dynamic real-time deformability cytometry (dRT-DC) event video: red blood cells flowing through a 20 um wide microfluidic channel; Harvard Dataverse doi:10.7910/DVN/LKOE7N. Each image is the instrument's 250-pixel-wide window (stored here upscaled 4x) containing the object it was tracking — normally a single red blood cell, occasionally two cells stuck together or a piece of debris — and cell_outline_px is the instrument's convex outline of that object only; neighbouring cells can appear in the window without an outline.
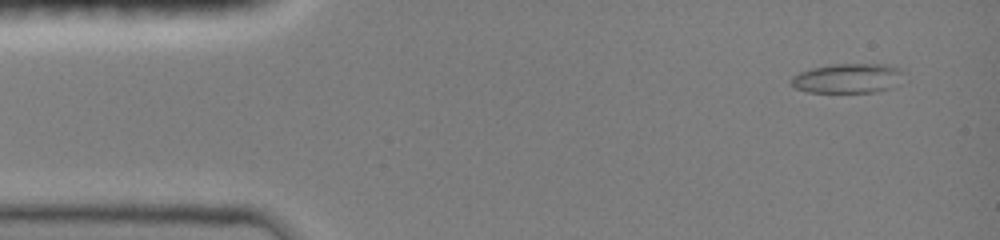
{"species": "common noctule bat (a hibernating species)", "species_latin": "Nyctalus noctula", "temperature_condition": "room temperature", "stored_images_in_passage": 4, "camera_frame_rate_fps": 3000, "um_per_image_px": 0.085, "animal": {"sex": "female", "body_mass_g": 19.0, "forearm_length_mm": 51.5}, "frame": {"image": 1, "passage_image": 1, "time_ms": 0.0, "image_size_px": [1000, 240], "cell_outline_px": [[908, 80], [892, 88], [876, 92], [808, 92], [796, 88], [792, 84], [792, 76], [800, 72], [812, 68], [832, 64], [888, 64], [900, 68], [908, 72]], "centroid_in_image_um": [72.25, 6.65], "position_along_channel_um": 12.8, "area_um2": 20.06}}
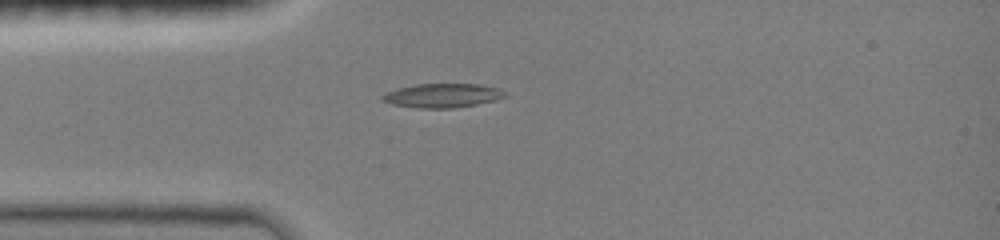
{"frame": {"image": 2, "passage_image": 4, "time_ms": 1.0, "image_size_px": [1000, 240], "cell_outline_px": [[508, 96], [496, 100], [476, 104], [452, 108], [416, 108], [392, 104], [380, 100], [380, 96], [384, 92], [396, 88], [416, 84], [480, 84], [496, 88], [508, 92]], "centroid_in_image_um": [37.58, 8.12], "position_along_channel_um": 47.4, "area_um2": 17.4}}